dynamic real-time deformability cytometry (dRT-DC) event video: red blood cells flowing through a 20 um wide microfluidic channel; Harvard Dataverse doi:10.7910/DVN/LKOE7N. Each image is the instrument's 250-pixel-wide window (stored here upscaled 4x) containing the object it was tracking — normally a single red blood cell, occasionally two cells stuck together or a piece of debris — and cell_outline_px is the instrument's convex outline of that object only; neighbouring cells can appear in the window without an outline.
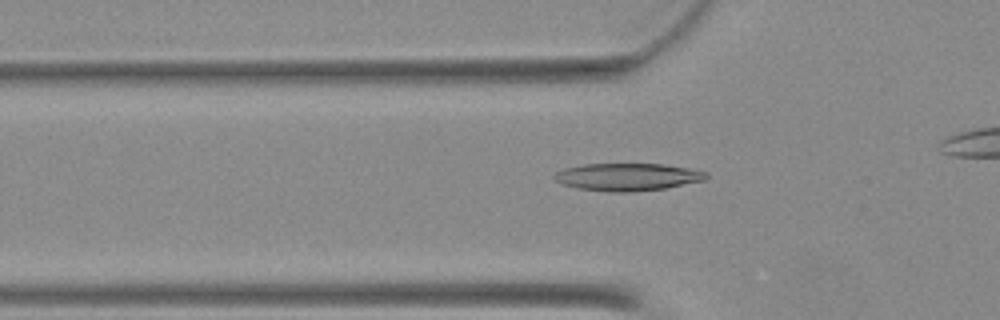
{"species": "Egyptian fruit bat (a non-hibernating species)", "species_latin": "Rousettus aegyptiacus", "temperature_condition": "warm", "stored_images_in_passage": 41, "camera_frame_rate_fps": 3000, "um_per_image_px": 0.085, "animal": {"sex": "female"}, "frame": {"image": 1, "passage_image": 17, "time_ms": 5.333, "image_size_px": [1000, 320], "cell_outline_px": [[708, 176], [704, 180], [664, 188], [632, 192], [612, 192], [576, 188], [560, 184], [552, 176], [556, 172], [564, 168], [584, 164], [664, 164], [688, 168], [708, 172]], "centroid_in_image_um": [53.3, 15.04], "position_along_channel_um": 72.5, "area_um2": 24.33}}
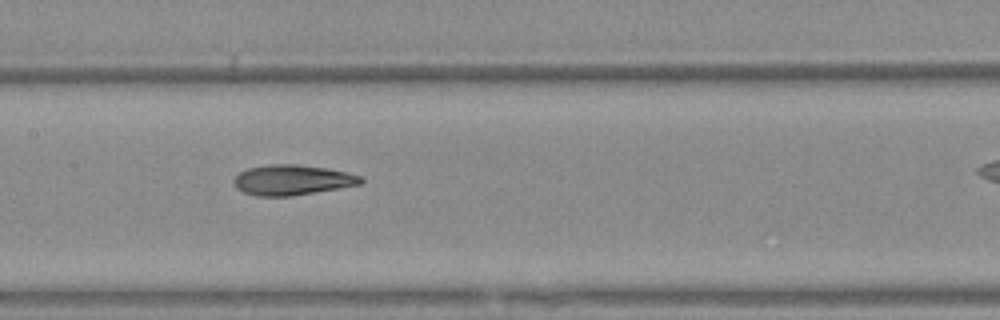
{"frame": {"image": 2, "passage_image": 25, "time_ms": 8.0, "image_size_px": [1000, 320], "cell_outline_px": [[364, 180], [360, 184], [292, 196], [256, 196], [244, 192], [236, 188], [232, 180], [240, 172], [248, 168], [268, 164], [296, 164], [324, 168], [344, 172], [360, 176]], "centroid_in_image_um": [24.78, 15.3], "position_along_channel_um": 182.6, "area_um2": 22.14}}
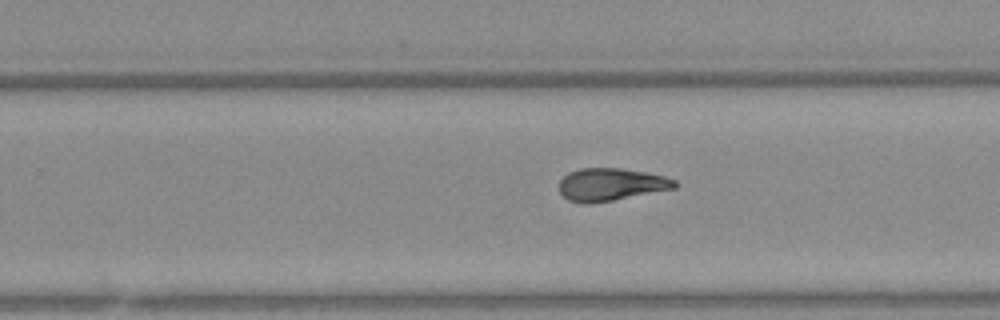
{"frame": {"image": 3, "passage_image": 32, "time_ms": 10.333, "image_size_px": [1000, 320], "cell_outline_px": [[676, 188], [612, 200], [588, 204], [568, 200], [556, 188], [560, 180], [568, 172], [580, 168], [620, 168], [644, 172], [664, 176], [676, 180]], "centroid_in_image_um": [51.88, 15.67], "position_along_channel_um": 277.9, "area_um2": 21.91}}